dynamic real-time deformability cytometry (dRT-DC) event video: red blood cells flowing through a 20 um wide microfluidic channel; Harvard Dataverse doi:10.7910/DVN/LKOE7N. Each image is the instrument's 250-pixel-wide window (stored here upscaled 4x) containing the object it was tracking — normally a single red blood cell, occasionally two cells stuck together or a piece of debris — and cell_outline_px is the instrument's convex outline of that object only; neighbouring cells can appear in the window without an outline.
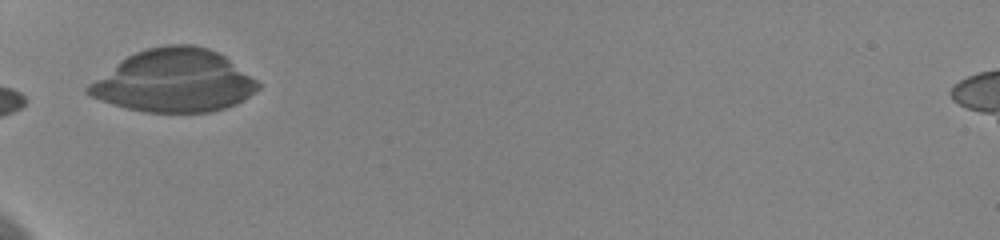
{"species": "human", "species_latin": "Homo sapiens", "temperature_condition": "cold", "stored_images_in_passage": 29, "camera_frame_rate_fps": 3000, "um_per_image_px": 0.085, "donor": {"sex": "female"}, "frame": {"image": 1, "passage_image": 1, "time_ms": 0.0, "image_size_px": [1000, 240], "cell_outline_px": [[260, 88], [256, 92], [244, 100], [236, 104], [212, 112], [144, 112], [112, 104], [92, 96], [84, 92], [84, 88], [88, 84], [120, 60], [136, 52], [148, 48], [168, 44], [192, 44], [208, 48], [224, 56], [256, 80], [260, 84]], "centroid_in_image_um": [14.79, 6.88], "position_along_channel_um": 70.2, "area_um2": 61.79}, "authors_computed_cell_mechanics": {"area_um2": 28.2064, "velocity_mm_per_s": 3.6193, "shape_relaxation_time_tau1_ms": 9.9525, "shape_relaxation_time_tau2_ms": 1.8496, "deformation_change_tau1": 0.1753, "deformation_change_tau2": 0.0519}}